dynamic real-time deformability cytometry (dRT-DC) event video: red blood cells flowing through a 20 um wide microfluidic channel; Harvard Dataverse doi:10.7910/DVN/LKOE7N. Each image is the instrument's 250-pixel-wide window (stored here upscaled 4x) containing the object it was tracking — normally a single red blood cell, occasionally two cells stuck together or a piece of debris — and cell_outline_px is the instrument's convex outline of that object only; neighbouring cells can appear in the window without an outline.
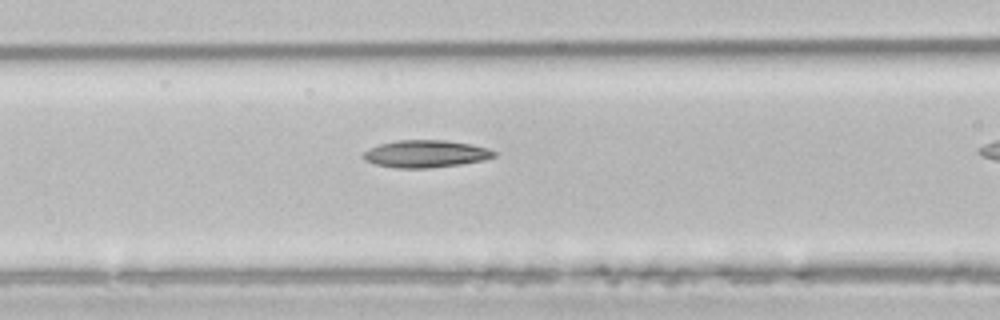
{"species": "common noctule bat (a hibernating species)", "species_latin": "Nyctalus noctula", "temperature_condition": "room temperature", "stored_images_in_passage": 4, "segment_of_instrument_passage": [1, 2], "camera_frame_rate_fps": 3000, "um_per_image_px": 0.085, "animal": {"sex": "male", "body_mass_g": 21.5, "forearm_length_mm": 52.0}, "frame": {"image": 1, "passage_image": 3, "time_ms": 3.0, "image_size_px": [1000, 320], "cell_outline_px": [[496, 156], [484, 160], [460, 164], [428, 168], [396, 168], [376, 164], [364, 160], [360, 156], [368, 148], [380, 144], [396, 140], [448, 140], [472, 144], [488, 148], [496, 152]], "centroid_in_image_um": [36.17, 13.07], "position_along_channel_um": 130.4, "area_um2": 20.98}}